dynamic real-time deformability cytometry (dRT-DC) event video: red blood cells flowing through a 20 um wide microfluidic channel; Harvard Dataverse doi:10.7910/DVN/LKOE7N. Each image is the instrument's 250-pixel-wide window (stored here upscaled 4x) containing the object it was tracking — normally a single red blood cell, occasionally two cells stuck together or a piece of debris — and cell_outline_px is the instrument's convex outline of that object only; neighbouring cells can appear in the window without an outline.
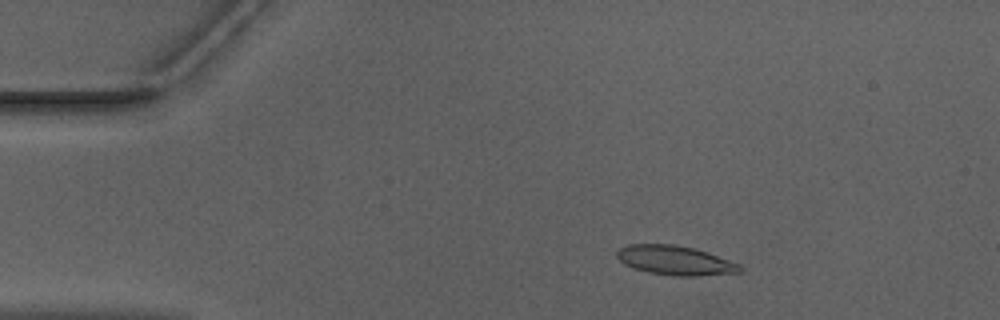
{"species": "Egyptian fruit bat (a non-hibernating species)", "species_latin": "Rousettus aegyptiacus", "temperature_condition": "warm", "stored_images_in_passage": 51, "camera_frame_rate_fps": 3000, "um_per_image_px": 0.085, "animal": {"sex": "male"}, "frame": {"image": 1, "passage_image": 8, "time_ms": 2.333, "image_size_px": [1000, 320], "cell_outline_px": [[744, 272], [696, 276], [676, 276], [648, 272], [624, 264], [616, 256], [616, 252], [620, 248], [628, 244], [672, 244], [692, 248], [708, 252], [740, 264], [744, 268]], "centroid_in_image_um": [57.43, 22.13], "position_along_channel_um": 27.6, "area_um2": 21.04}}
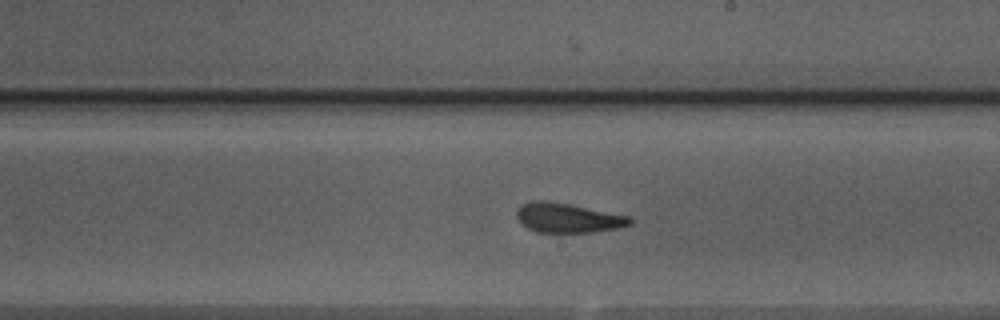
{"frame": {"image": 2, "passage_image": 29, "time_ms": 9.333, "image_size_px": [1000, 320], "cell_outline_px": [[632, 224], [620, 228], [592, 232], [536, 232], [528, 228], [516, 216], [516, 212], [524, 204], [532, 200], [544, 200], [568, 204], [632, 216]], "centroid_in_image_um": [48.33, 18.52], "position_along_channel_um": 240.7, "area_um2": 19.36}}
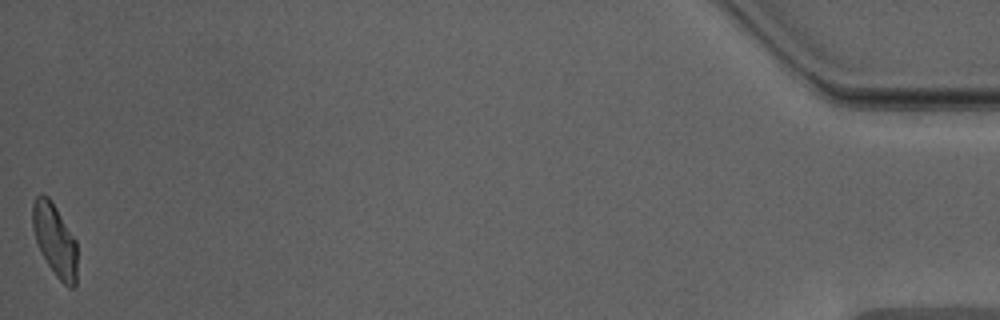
{"frame": {"image": 3, "passage_image": 51, "time_ms": 16.667, "image_size_px": [1000, 320], "cell_outline_px": [[76, 288], [68, 288], [56, 276], [48, 264], [36, 240], [32, 228], [32, 204], [36, 196], [48, 196], [52, 200], [76, 240]], "centroid_in_image_um": [4.67, 20.4], "position_along_channel_um": 430.5, "area_um2": 18.67}, "authors_computed_cell_mechanics": {"area_um2": 19.9988, "velocity_mm_per_s": 3.96, "shape_relaxation_time_tau1_ms": null, "shape_relaxation_time_tau2_ms": 2.4408, "deformation_change_tau1": null, "deformation_change_tau2": 0.1021}}